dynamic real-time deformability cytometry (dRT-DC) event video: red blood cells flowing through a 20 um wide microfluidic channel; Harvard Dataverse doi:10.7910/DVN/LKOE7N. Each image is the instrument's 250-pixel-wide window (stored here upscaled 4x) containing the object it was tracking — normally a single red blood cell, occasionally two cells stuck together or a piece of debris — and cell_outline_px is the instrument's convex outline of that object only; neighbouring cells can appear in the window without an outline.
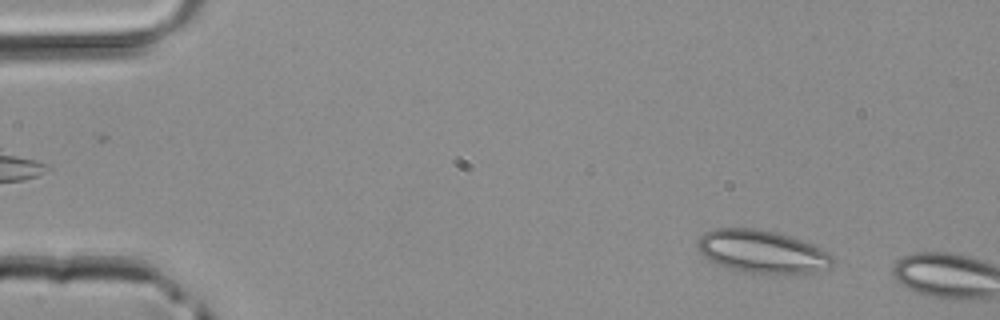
{"species": "common noctule bat (a hibernating species)", "species_latin": "Nyctalus noctula", "temperature_condition": "room temperature", "stored_images_in_passage": 2, "camera_frame_rate_fps": 3000, "um_per_image_px": 0.085, "animal": {"sex": "male", "body_mass_g": 20.4}, "frame": {"image": 1, "passage_image": 1, "time_ms": 0.0, "image_size_px": [1000, 320], "cell_outline_px": [[832, 264], [828, 268], [800, 276], [788, 276], [752, 272], [732, 268], [708, 260], [700, 252], [696, 244], [696, 240], [704, 232], [716, 228], [760, 228], [776, 232], [812, 244], [820, 248], [832, 256]], "centroid_in_image_um": [64.79, 21.4], "position_along_channel_um": 20.2, "area_um2": 34.04}}